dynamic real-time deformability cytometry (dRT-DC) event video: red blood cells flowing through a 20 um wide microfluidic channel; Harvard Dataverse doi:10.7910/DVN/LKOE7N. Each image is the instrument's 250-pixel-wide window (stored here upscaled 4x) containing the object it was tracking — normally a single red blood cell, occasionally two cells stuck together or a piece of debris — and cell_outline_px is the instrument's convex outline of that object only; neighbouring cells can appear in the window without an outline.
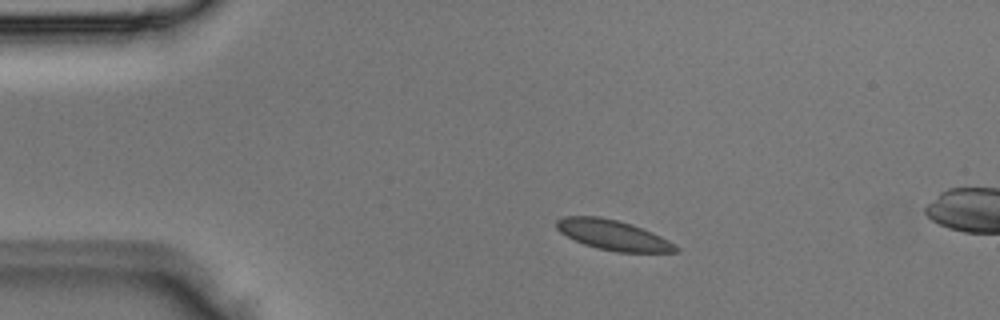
{"species": "Egyptian fruit bat (a non-hibernating species)", "species_latin": "Rousettus aegyptiacus", "temperature_condition": "room temperature", "stored_images_in_passage": 3, "camera_frame_rate_fps": 3000, "um_per_image_px": 0.085, "animal": {"sex": "male"}, "frame": {"image": 1, "passage_image": 1, "time_ms": 0.0, "image_size_px": [1000, 320], "cell_outline_px": [[680, 252], [616, 252], [584, 244], [560, 232], [556, 228], [556, 220], [564, 216], [596, 216], [616, 220], [632, 224], [652, 232], [668, 240], [680, 248]], "centroid_in_image_um": [52.13, 19.98], "position_along_channel_um": 32.9, "area_um2": 20.69}}